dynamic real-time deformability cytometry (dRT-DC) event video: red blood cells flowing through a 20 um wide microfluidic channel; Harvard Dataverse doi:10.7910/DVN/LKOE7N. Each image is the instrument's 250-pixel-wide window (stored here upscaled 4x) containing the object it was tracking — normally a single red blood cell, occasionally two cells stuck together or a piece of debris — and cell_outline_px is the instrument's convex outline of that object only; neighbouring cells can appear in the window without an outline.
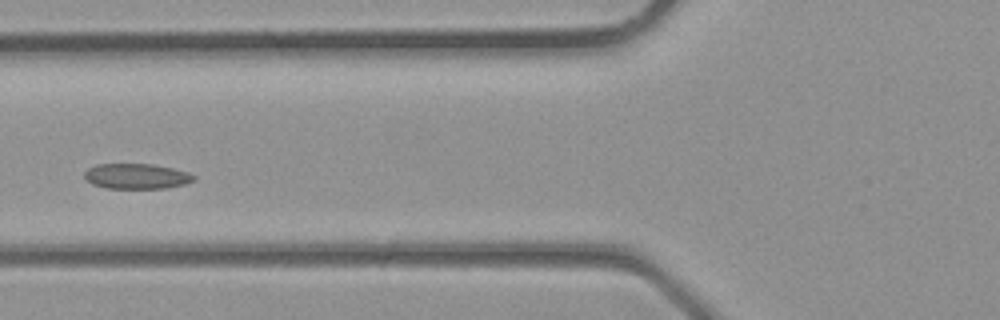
{"species": "common noctule bat (a hibernating species)", "species_latin": "Nyctalus noctula", "temperature_condition": "room temperature", "stored_images_in_passage": 3, "camera_frame_rate_fps": 3000, "um_per_image_px": 0.085, "animal": {"sex": "male", "body_mass_g": 23.1, "forearm_length_mm": 52.7}, "frame": {"image": 1, "passage_image": 3, "time_ms": 0.667, "image_size_px": [1000, 320], "cell_outline_px": [[196, 180], [184, 184], [168, 188], [104, 188], [92, 184], [84, 176], [84, 172], [88, 168], [96, 164], [152, 164], [172, 168], [188, 172], [196, 176]], "centroid_in_image_um": [11.62, 14.98], "position_along_channel_um": 114.2, "area_um2": 16.18}}